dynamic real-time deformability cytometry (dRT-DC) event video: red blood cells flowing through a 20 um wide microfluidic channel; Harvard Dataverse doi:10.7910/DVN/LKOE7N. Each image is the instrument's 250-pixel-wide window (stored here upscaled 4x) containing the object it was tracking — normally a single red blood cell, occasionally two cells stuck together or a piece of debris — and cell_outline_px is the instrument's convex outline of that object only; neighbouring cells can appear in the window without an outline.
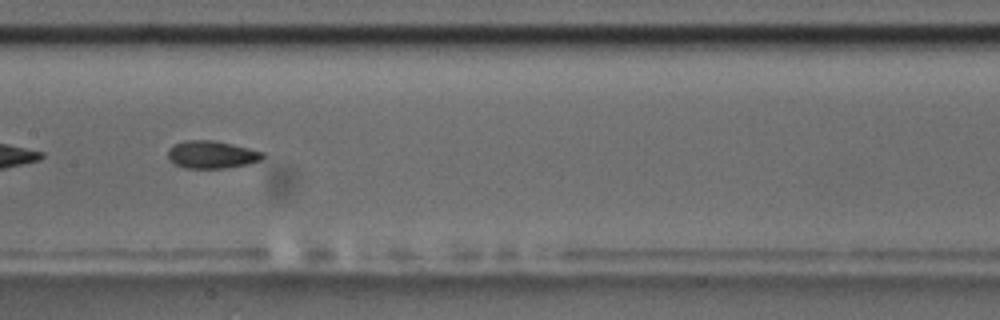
{"species": "common noctule bat (a hibernating species)", "species_latin": "Nyctalus noctula", "temperature_condition": "room temperature", "stored_images_in_passage": 15, "segment_of_instrument_passage": [2, 2], "camera_frame_rate_fps": 3000, "um_per_image_px": 0.085, "animal": {"sex": "male", "body_mass_g": 17.5, "forearm_length_mm": 52.3}, "frame": {"image": 1, "passage_image": 7, "time_ms": 7.0, "image_size_px": [1000, 320], "cell_outline_px": [[264, 156], [260, 160], [248, 164], [224, 168], [184, 168], [172, 164], [168, 160], [168, 148], [172, 144], [184, 140], [212, 140], [232, 144], [264, 152]], "centroid_in_image_um": [17.93, 13.14], "position_along_channel_um": 189.5, "area_um2": 15.43}}
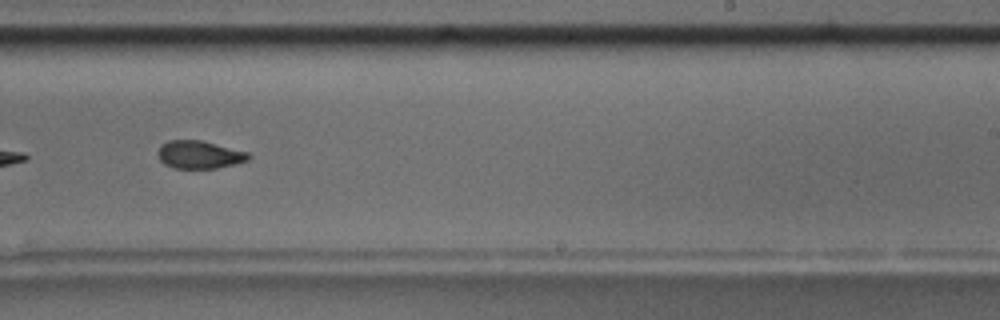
{"frame": {"image": 2, "passage_image": 9, "time_ms": 9.333, "image_size_px": [1000, 320], "cell_outline_px": [[252, 156], [248, 160], [216, 168], [172, 168], [164, 164], [160, 160], [156, 152], [160, 144], [168, 140], [200, 140], [248, 152]], "centroid_in_image_um": [16.89, 13.14], "position_along_channel_um": 272.1, "area_um2": 14.74}}